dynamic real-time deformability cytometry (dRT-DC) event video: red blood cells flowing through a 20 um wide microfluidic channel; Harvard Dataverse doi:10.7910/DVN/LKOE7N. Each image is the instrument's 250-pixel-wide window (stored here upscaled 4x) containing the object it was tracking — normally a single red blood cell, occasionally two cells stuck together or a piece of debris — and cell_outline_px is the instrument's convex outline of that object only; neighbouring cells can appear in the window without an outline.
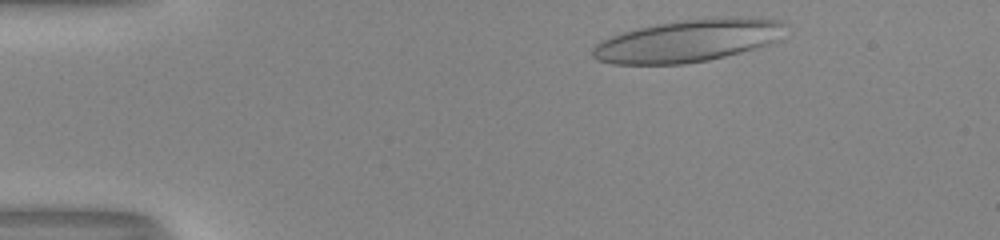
{"species": "human", "species_latin": "Homo sapiens", "temperature_condition": "room temperature", "stored_images_in_passage": 38, "camera_frame_rate_fps": 3000, "um_per_image_px": 0.085, "donor": {"sex": "male"}, "frame": {"image": 1, "passage_image": 2, "time_ms": 0.333, "image_size_px": [1000, 240], "cell_outline_px": [[788, 24], [776, 40], [768, 44], [756, 48], [708, 60], [684, 64], [612, 64], [596, 60], [592, 56], [592, 48], [596, 44], [612, 36], [624, 32], [656, 24], [680, 20], [716, 16], [740, 16], [780, 20]], "centroid_in_image_um": [58.51, 3.45], "position_along_channel_um": 26.5, "area_um2": 47.69}}
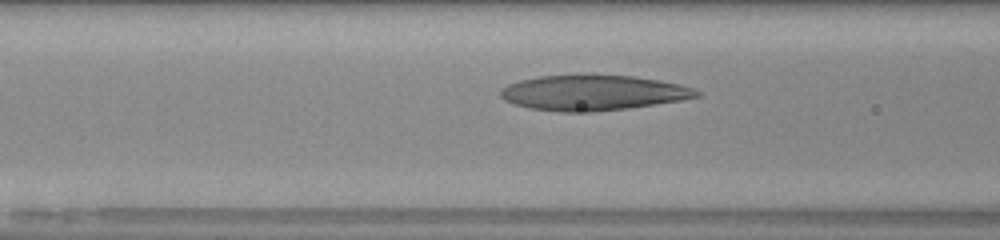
{"frame": {"image": 2, "passage_image": 15, "time_ms": 4.667, "image_size_px": [1000, 240], "cell_outline_px": [[700, 96], [680, 100], [628, 108], [592, 112], [560, 112], [528, 108], [504, 100], [500, 96], [500, 88], [508, 84], [520, 80], [536, 76], [584, 72], [632, 76], [660, 80], [680, 84], [692, 88], [700, 92]], "centroid_in_image_um": [50.35, 7.84], "position_along_channel_um": 116.3, "area_um2": 41.33}}
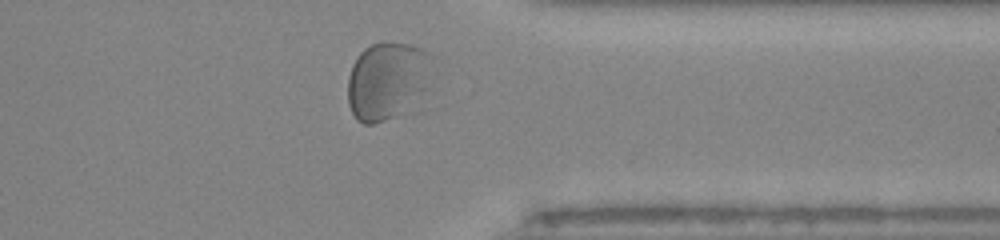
{"frame": {"image": 3, "passage_image": 35, "time_ms": 11.333, "image_size_px": [1000, 240], "cell_outline_px": [[436, 56], [428, 88], [392, 116], [384, 120], [372, 124], [364, 124], [356, 120], [348, 104], [348, 76], [352, 64], [356, 56], [364, 48], [380, 40], [384, 40], [412, 44], [432, 52]], "centroid_in_image_um": [32.93, 6.74], "position_along_channel_um": 378.5, "area_um2": 38.78}}